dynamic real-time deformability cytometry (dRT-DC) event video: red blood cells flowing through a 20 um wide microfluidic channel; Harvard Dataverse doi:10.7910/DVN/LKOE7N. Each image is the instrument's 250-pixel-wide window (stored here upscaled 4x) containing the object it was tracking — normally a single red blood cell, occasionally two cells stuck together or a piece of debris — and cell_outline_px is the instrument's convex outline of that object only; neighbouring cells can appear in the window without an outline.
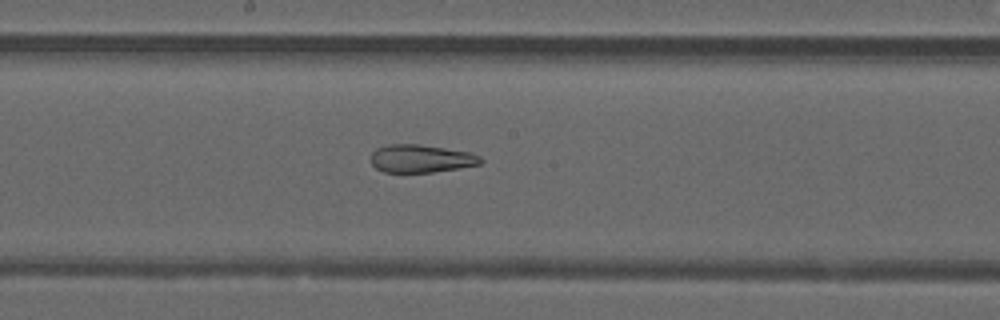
{"species": "common noctule bat (a hibernating species)", "species_latin": "Nyctalus noctula", "temperature_condition": "warm", "stored_images_in_passage": 41, "camera_frame_rate_fps": 3000, "um_per_image_px": 0.085, "animal": {"sex": "male", "forearm_length_mm": 52.5}, "frame": {"image": 1, "passage_image": 19, "time_ms": 6.0, "image_size_px": [1000, 320], "cell_outline_px": [[484, 160], [480, 164], [432, 172], [384, 172], [376, 168], [372, 164], [372, 152], [376, 148], [388, 144], [420, 144], [472, 152], [480, 156]], "centroid_in_image_um": [35.8, 13.47], "position_along_channel_um": 212.4, "area_um2": 17.86}}
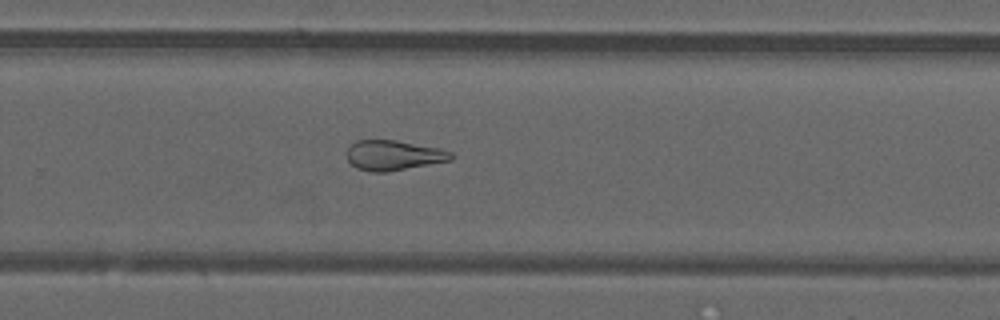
{"frame": {"image": 2, "passage_image": 25, "time_ms": 8.0, "image_size_px": [1000, 320], "cell_outline_px": [[452, 160], [388, 172], [368, 172], [356, 168], [348, 160], [348, 148], [356, 140], [396, 140], [440, 148], [452, 152]], "centroid_in_image_um": [33.46, 13.21], "position_along_channel_um": 296.3, "area_um2": 18.26}}
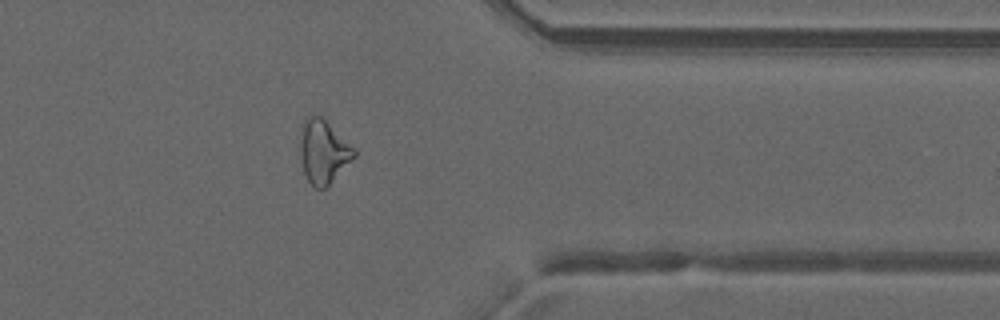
{"frame": {"image": 3, "passage_image": 32, "time_ms": 10.333, "image_size_px": [1000, 320], "cell_outline_px": [[356, 156], [324, 188], [316, 188], [308, 180], [304, 172], [300, 160], [300, 140], [304, 120], [312, 112], [316, 112], [356, 148]], "centroid_in_image_um": [27.48, 12.84], "position_along_channel_um": 383.9, "area_um2": 19.88}, "authors_computed_cell_mechanics": {"area_um2": 21.2704, "velocity_mm_per_s": 4.2166, "shape_relaxation_time_tau1_ms": null, "shape_relaxation_time_tau2_ms": 1.8365, "deformation_change_tau1": null, "deformation_change_tau2": 0.1166}}